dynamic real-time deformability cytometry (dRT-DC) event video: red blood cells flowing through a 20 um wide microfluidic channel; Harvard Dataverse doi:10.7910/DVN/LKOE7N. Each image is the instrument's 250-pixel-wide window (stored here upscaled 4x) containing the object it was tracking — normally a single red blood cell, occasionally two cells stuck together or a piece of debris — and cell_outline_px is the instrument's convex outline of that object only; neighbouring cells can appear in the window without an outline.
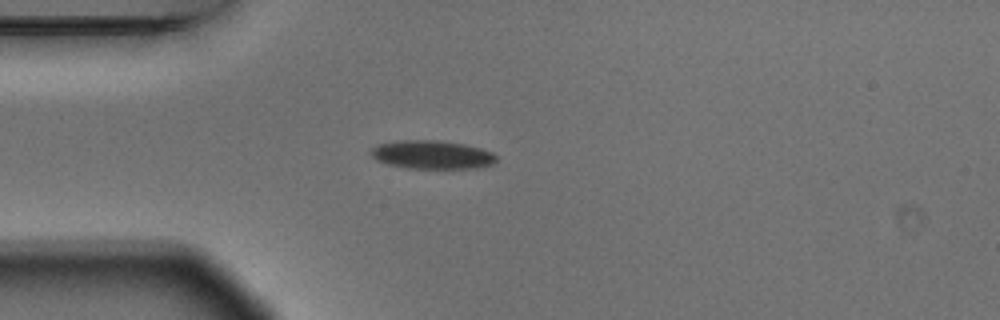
{"species": "Egyptian fruit bat (a non-hibernating species)", "species_latin": "Rousettus aegyptiacus", "temperature_condition": "warm", "stored_images_in_passage": 4, "camera_frame_rate_fps": 3000, "um_per_image_px": 0.085, "animal": {"sex": "male"}, "frame": {"image": 1, "passage_image": 3, "time_ms": 0.667, "image_size_px": [1000, 320], "cell_outline_px": [[496, 160], [492, 164], [480, 168], [408, 168], [388, 164], [376, 160], [372, 156], [372, 148], [380, 144], [396, 140], [440, 140], [464, 144], [480, 148], [492, 152], [496, 156]], "centroid_in_image_um": [36.74, 13.14], "position_along_channel_um": 48.3, "area_um2": 20.75}}